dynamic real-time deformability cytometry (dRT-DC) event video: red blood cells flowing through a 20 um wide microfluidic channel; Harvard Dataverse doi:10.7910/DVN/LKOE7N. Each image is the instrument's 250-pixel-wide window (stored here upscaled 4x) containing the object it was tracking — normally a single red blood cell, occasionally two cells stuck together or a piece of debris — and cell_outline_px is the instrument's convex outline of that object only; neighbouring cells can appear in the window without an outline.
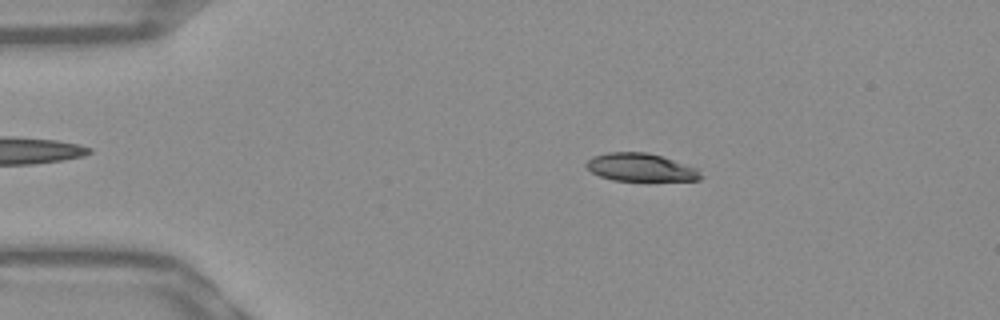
{"species": "Egyptian fruit bat (a non-hibernating species)", "species_latin": "Rousettus aegyptiacus", "temperature_condition": "warm", "stored_images_in_passage": 52, "camera_frame_rate_fps": 3000, "um_per_image_px": 0.085, "frame": {"image": 1, "passage_image": 9, "time_ms": 2.667, "image_size_px": [1000, 320], "cell_outline_px": [[704, 176], [700, 180], [612, 180], [600, 176], [592, 172], [584, 164], [592, 156], [608, 152], [648, 152], [700, 168]], "centroid_in_image_um": [54.5, 14.22], "position_along_channel_um": 30.5, "area_um2": 18.73}}
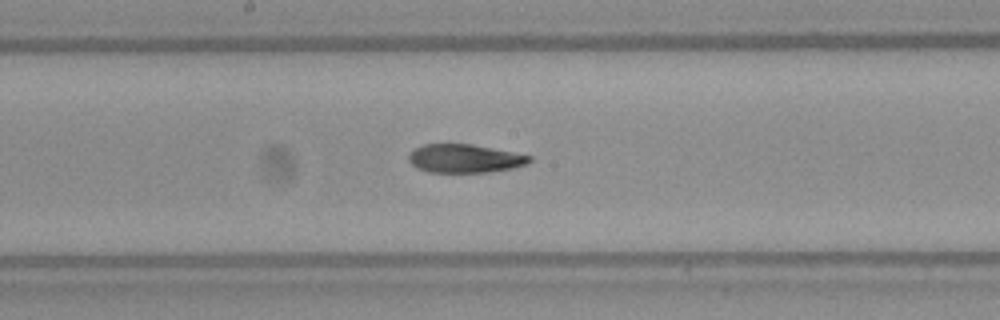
{"frame": {"image": 2, "passage_image": 27, "time_ms": 8.667, "image_size_px": [1000, 320], "cell_outline_px": [[532, 160], [528, 164], [512, 168], [488, 172], [428, 172], [416, 168], [408, 160], [408, 156], [416, 148], [424, 144], [472, 144], [532, 156]], "centroid_in_image_um": [39.5, 13.48], "position_along_channel_um": 208.7, "area_um2": 19.94}}
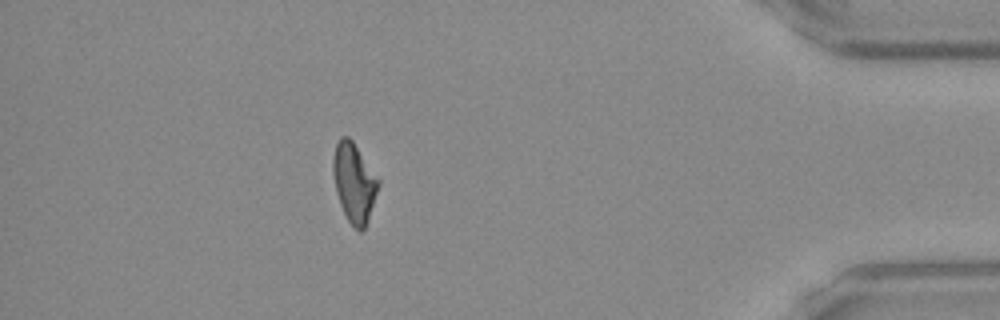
{"frame": {"image": 3, "passage_image": 46, "time_ms": 15.0, "image_size_px": [1000, 320], "cell_outline_px": [[380, 184], [368, 220], [364, 228], [360, 232], [348, 220], [340, 204], [336, 192], [332, 172], [332, 160], [336, 144], [340, 136], [348, 136], [352, 140], [380, 180]], "centroid_in_image_um": [30.09, 15.49], "position_along_channel_um": 405.1, "area_um2": 20.81}, "authors_computed_cell_mechanics": {"area_um2": 20.8369, "velocity_mm_per_s": 3.8476, "shape_relaxation_time_tau1_ms": 5.8949, "shape_relaxation_time_tau2_ms": 2.942, "deformation_change_tau1": 0.2031, "deformation_change_tau2": 0.0965}}